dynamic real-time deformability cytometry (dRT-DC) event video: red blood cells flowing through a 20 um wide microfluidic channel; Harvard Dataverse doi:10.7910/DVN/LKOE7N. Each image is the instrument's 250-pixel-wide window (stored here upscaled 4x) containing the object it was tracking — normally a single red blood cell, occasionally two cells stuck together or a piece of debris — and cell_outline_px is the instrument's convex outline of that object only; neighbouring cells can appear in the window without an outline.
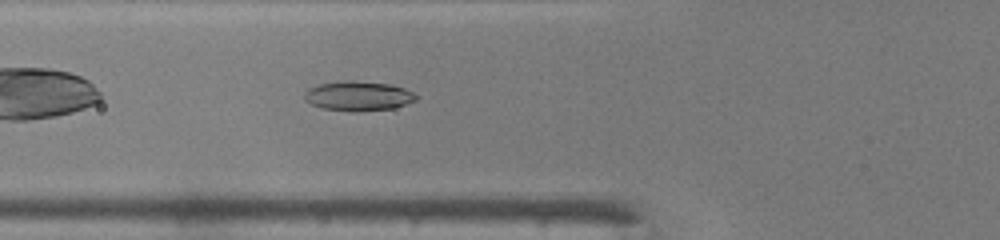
{"species": "common noctule bat (a hibernating species)", "species_latin": "Nyctalus noctula", "temperature_condition": "warm", "stored_images_in_passage": 34, "camera_frame_rate_fps": 3000, "um_per_image_px": 0.085, "animal": {"sex": "male", "body_mass_g": 19.0, "forearm_length_mm": 50.8}, "frame": {"image": 1, "passage_image": 5, "time_ms": 1.333, "image_size_px": [1000, 240], "cell_outline_px": [[420, 96], [416, 100], [396, 108], [356, 112], [352, 112], [324, 108], [312, 104], [304, 100], [304, 92], [308, 88], [320, 84], [344, 80], [352, 80], [392, 84], [404, 88]], "centroid_in_image_um": [30.48, 8.16], "position_along_channel_um": 95.3, "area_um2": 19.54}}
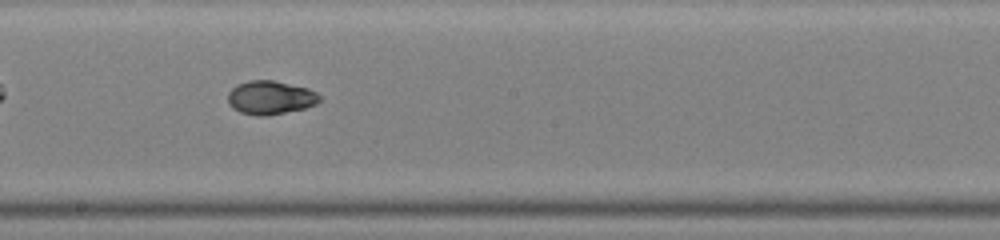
{"frame": {"image": 2, "passage_image": 14, "time_ms": 4.333, "image_size_px": [1000, 240], "cell_outline_px": [[320, 100], [316, 104], [304, 108], [264, 116], [256, 116], [240, 112], [232, 108], [228, 104], [228, 92], [236, 84], [248, 80], [272, 80], [308, 88], [316, 92], [320, 96]], "centroid_in_image_um": [22.94, 8.29], "position_along_channel_um": 225.3, "area_um2": 17.98}}
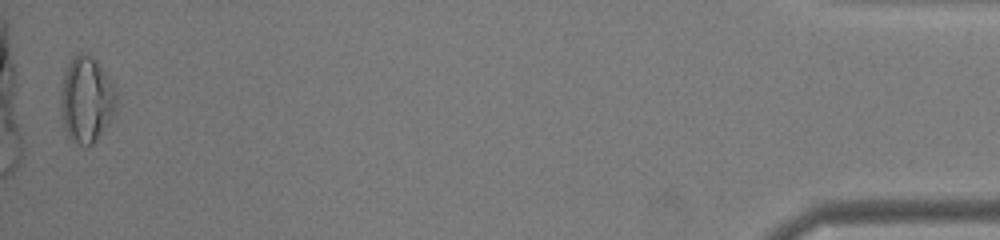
{"frame": {"image": 3, "passage_image": 34, "time_ms": 11.0, "image_size_px": [1000, 240], "cell_outline_px": [[116, 108], [96, 140], [88, 148], [80, 144], [68, 136], [64, 128], [60, 108], [60, 100], [64, 72], [72, 56], [76, 52], [84, 52], [92, 56], [96, 60], [112, 84], [116, 92]], "centroid_in_image_um": [7.31, 8.43], "position_along_channel_um": 427.9, "area_um2": 27.63}, "authors_computed_cell_mechanics": {"area_um2": 18.5538, "velocity_mm_per_s": 4.3321, "shape_relaxation_time_tau1_ms": 5.4093, "shape_relaxation_time_tau2_ms": 2.6292, "deformation_change_tau1": 0.2162, "deformation_change_tau2": 0.0362}}